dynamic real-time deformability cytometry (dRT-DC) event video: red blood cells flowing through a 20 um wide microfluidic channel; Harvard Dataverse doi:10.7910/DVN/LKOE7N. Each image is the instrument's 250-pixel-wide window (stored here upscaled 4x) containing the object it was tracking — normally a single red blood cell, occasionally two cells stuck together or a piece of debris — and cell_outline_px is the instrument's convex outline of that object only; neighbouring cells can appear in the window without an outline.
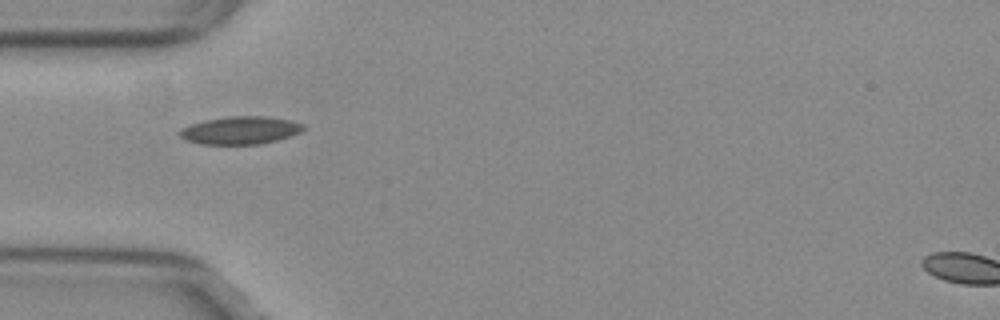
{"species": "common noctule bat (a hibernating species)", "species_latin": "Nyctalus noctula", "temperature_condition": "warm", "stored_images_in_passage": 37, "camera_frame_rate_fps": 3000, "um_per_image_px": 0.085, "animal": {"sex": "female", "body_mass_g": 29.2, "forearm_length_mm": 56.3}, "frame": {"image": 1, "passage_image": 1, "time_ms": 0.0, "image_size_px": [1000, 320], "cell_outline_px": [[304, 128], [300, 132], [276, 140], [260, 144], [200, 144], [188, 140], [180, 136], [176, 132], [180, 128], [204, 120], [228, 116], [268, 116], [292, 120], [304, 124]], "centroid_in_image_um": [20.41, 11.06], "position_along_channel_um": 64.6, "area_um2": 20.06}}
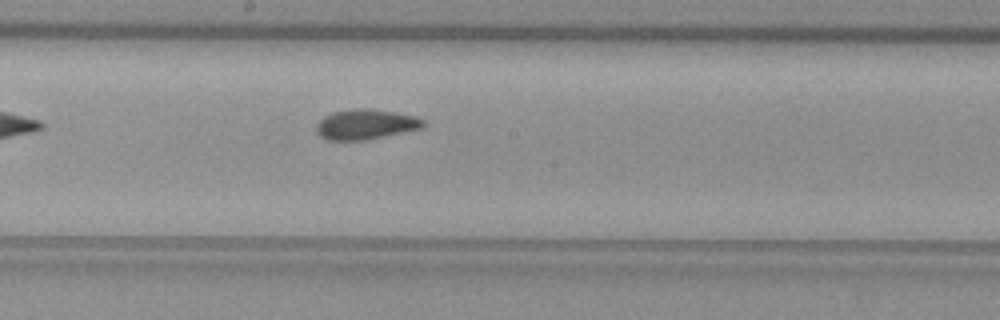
{"frame": {"image": 2, "passage_image": 13, "time_ms": 4.0, "image_size_px": [1000, 320], "cell_outline_px": [[428, 124], [420, 128], [384, 136], [364, 140], [328, 140], [320, 136], [316, 132], [316, 124], [324, 116], [332, 112], [360, 108], [368, 108], [396, 112], [416, 116], [424, 120]], "centroid_in_image_um": [31.08, 10.56], "position_along_channel_um": 217.1, "area_um2": 18.73}}
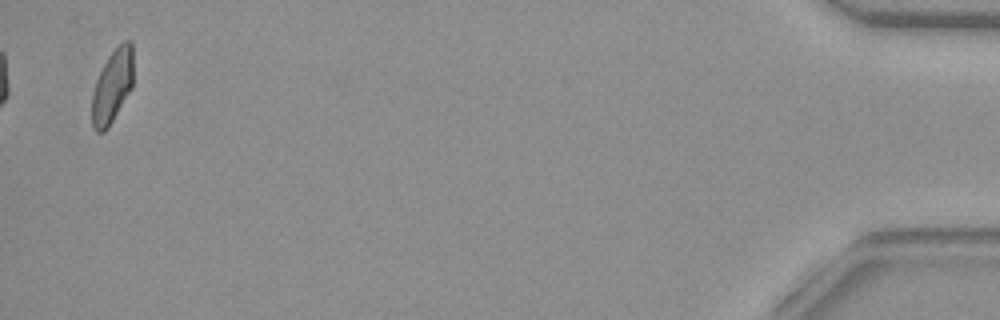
{"frame": {"image": 3, "passage_image": 37, "time_ms": 12.0, "image_size_px": [1000, 320], "cell_outline_px": [[132, 88], [108, 128], [104, 132], [96, 132], [92, 128], [92, 92], [96, 80], [108, 56], [124, 40], [132, 40]], "centroid_in_image_um": [9.54, 7.35], "position_along_channel_um": 425.7, "area_um2": 17.63}, "authors_computed_cell_mechanics": {"area_um2": 18.6694, "velocity_mm_per_s": 3.8152, "shape_relaxation_time_tau1_ms": null, "shape_relaxation_time_tau2_ms": 1.5954, "deformation_change_tau1": null, "deformation_change_tau2": 0.0603}}